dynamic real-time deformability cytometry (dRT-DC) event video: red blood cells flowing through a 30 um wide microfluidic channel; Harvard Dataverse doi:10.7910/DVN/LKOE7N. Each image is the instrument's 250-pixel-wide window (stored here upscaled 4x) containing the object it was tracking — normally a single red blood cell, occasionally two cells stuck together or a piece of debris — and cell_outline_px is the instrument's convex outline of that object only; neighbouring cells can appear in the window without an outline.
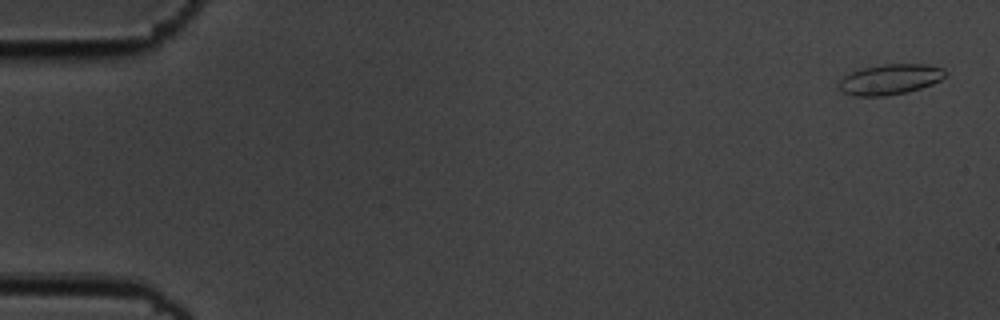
{"species": "common noctule bat (a hibernating species)", "species_latin": "Nyctalus noctula", "temperature_condition": "cold", "stored_images_in_passage": 6, "camera_frame_rate_fps": 3000, "um_per_image_px": 0.085, "animal": {"sex": "male", "body_mass_g": 19.5, "forearm_length_mm": 54.6}, "frame": {"image": 1, "passage_image": 1, "time_ms": 0.0, "image_size_px": [1000, 320], "cell_outline_px": [[948, 72], [940, 80], [932, 84], [908, 92], [884, 96], [856, 96], [840, 92], [836, 84], [844, 76], [860, 68], [884, 64], [924, 64], [944, 68]], "centroid_in_image_um": [75.62, 6.75], "position_along_channel_um": 9.4, "area_um2": 19.07}}
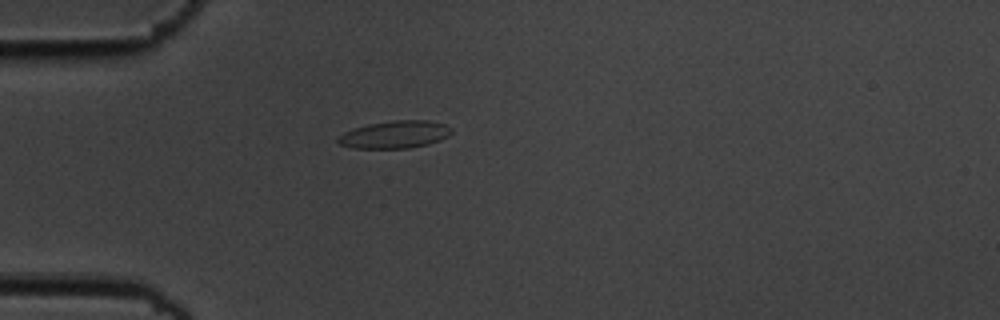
{"frame": {"image": 2, "passage_image": 5, "time_ms": 1.333, "image_size_px": [1000, 320], "cell_outline_px": [[452, 132], [448, 136], [440, 140], [428, 144], [408, 148], [352, 148], [340, 144], [336, 140], [344, 132], [352, 128], [368, 124], [392, 120], [428, 120], [444, 124], [452, 128]], "centroid_in_image_um": [33.56, 11.43], "position_along_channel_um": 51.4, "area_um2": 18.21}}